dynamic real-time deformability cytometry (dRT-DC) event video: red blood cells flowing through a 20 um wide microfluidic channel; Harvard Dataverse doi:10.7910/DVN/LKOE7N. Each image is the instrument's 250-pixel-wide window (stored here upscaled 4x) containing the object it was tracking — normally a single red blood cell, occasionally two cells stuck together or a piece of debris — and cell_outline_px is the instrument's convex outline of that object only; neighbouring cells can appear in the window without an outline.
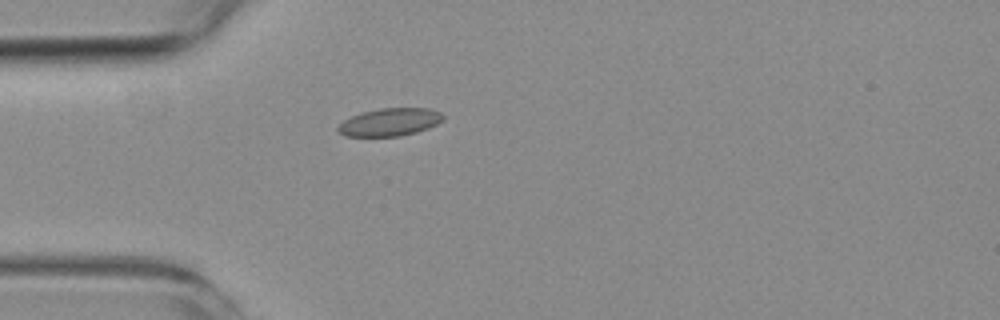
{"species": "common noctule bat (a hibernating species)", "species_latin": "Nyctalus noctula", "temperature_condition": "room temperature", "stored_images_in_passage": 4, "camera_frame_rate_fps": 3000, "um_per_image_px": 0.085, "animal": {"sex": "female", "body_mass_g": 19.3, "forearm_length_mm": 54.1}, "frame": {"image": 1, "passage_image": 4, "time_ms": 4.333, "image_size_px": [1000, 320], "cell_outline_px": [[444, 120], [428, 128], [416, 132], [400, 136], [344, 136], [336, 128], [344, 120], [360, 112], [380, 108], [428, 108], [440, 112], [444, 116]], "centroid_in_image_um": [33.14, 10.37], "position_along_channel_um": 51.9, "area_um2": 16.99}}